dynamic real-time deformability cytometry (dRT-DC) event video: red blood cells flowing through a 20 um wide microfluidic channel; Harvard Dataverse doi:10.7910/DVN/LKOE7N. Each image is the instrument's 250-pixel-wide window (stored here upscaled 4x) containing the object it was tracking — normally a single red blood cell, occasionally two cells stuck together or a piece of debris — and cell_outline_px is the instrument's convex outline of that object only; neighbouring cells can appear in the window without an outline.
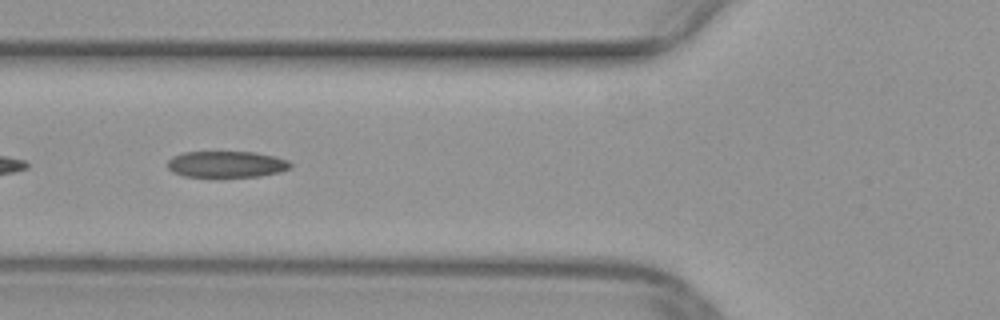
{"species": "common noctule bat (a hibernating species)", "species_latin": "Nyctalus noctula", "temperature_condition": "warm", "stored_images_in_passage": 45, "camera_frame_rate_fps": 3000, "um_per_image_px": 0.085, "animal": {"sex": "female", "body_mass_g": 29.2, "forearm_length_mm": 56.3}, "frame": {"image": 1, "passage_image": 14, "time_ms": 4.333, "image_size_px": [1000, 320], "cell_outline_px": [[292, 168], [280, 172], [260, 176], [184, 176], [172, 172], [168, 168], [168, 160], [172, 156], [184, 152], [256, 152], [276, 156], [288, 160], [292, 164]], "centroid_in_image_um": [19.29, 13.95], "position_along_channel_um": 106.5, "area_um2": 18.9}}
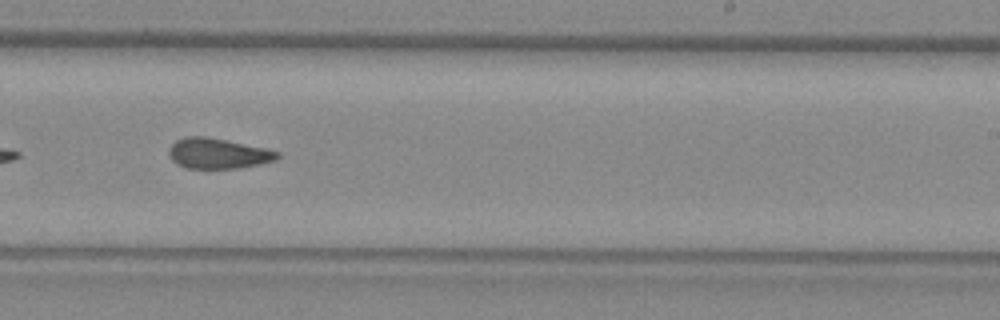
{"frame": {"image": 2, "passage_image": 26, "time_ms": 8.333, "image_size_px": [1000, 320], "cell_outline_px": [[280, 156], [276, 160], [260, 164], [236, 168], [188, 168], [176, 164], [172, 160], [168, 152], [168, 148], [176, 140], [184, 136], [204, 136], [264, 148], [280, 152]], "centroid_in_image_um": [18.5, 13.04], "position_along_channel_um": 270.5, "area_um2": 19.07}}
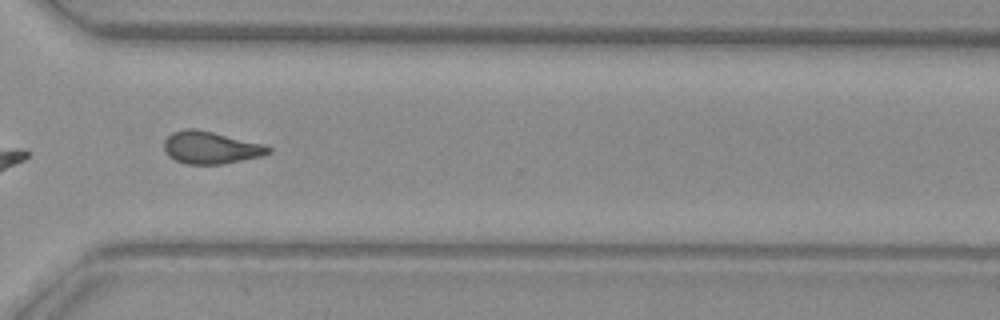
{"frame": {"image": 3, "passage_image": 32, "time_ms": 10.333, "image_size_px": [1000, 320], "cell_outline_px": [[272, 152], [260, 156], [224, 164], [184, 164], [168, 156], [164, 148], [164, 140], [172, 132], [184, 128], [196, 128], [264, 144], [272, 148]], "centroid_in_image_um": [17.9, 12.54], "position_along_channel_um": 352.7, "area_um2": 19.77}}